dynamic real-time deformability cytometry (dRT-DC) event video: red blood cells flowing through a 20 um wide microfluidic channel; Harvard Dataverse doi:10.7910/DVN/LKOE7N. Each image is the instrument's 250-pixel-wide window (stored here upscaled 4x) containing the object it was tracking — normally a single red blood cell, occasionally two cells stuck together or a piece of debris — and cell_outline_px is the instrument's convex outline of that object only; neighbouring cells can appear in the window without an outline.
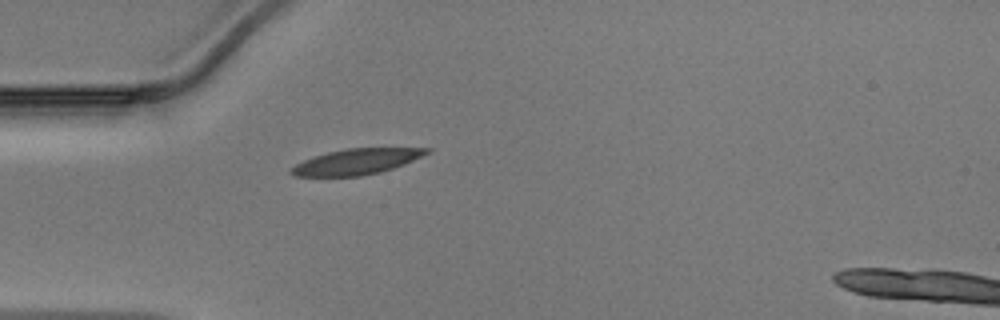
{"species": "Egyptian fruit bat (a non-hibernating species)", "species_latin": "Rousettus aegyptiacus", "temperature_condition": "warm", "stored_images_in_passage": 36, "camera_frame_rate_fps": 3000, "um_per_image_px": 0.085, "animal": {"sex": "male"}, "frame": {"image": 1, "passage_image": 1, "time_ms": 0.0, "image_size_px": [1000, 320], "cell_outline_px": [[432, 152], [404, 164], [380, 172], [360, 176], [296, 176], [288, 172], [288, 168], [312, 156], [328, 152], [348, 148], [432, 148]], "centroid_in_image_um": [30.29, 13.73], "position_along_channel_um": 54.7, "area_um2": 20.29}}
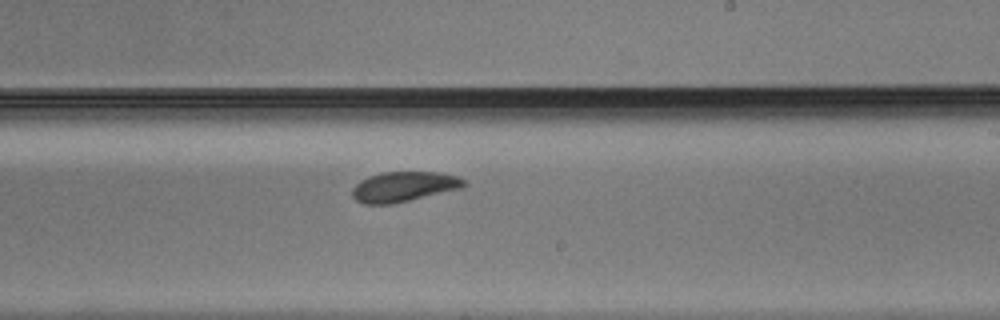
{"frame": {"image": 2, "passage_image": 16, "time_ms": 5.0, "image_size_px": [1000, 320], "cell_outline_px": [[468, 184], [460, 188], [392, 204], [364, 204], [356, 200], [352, 196], [352, 188], [360, 180], [368, 176], [380, 172], [440, 172], [456, 176], [464, 180]], "centroid_in_image_um": [34.28, 15.86], "position_along_channel_um": 254.7, "area_um2": 19.48}}
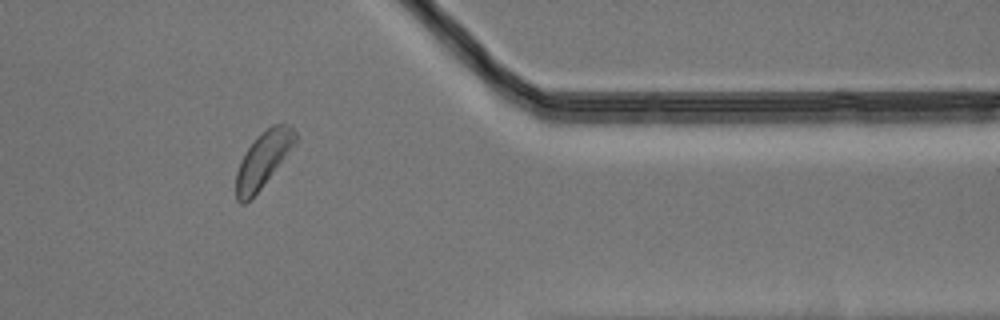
{"frame": {"image": 3, "passage_image": 27, "time_ms": 8.667, "image_size_px": [1000, 320], "cell_outline_px": [[296, 144], [260, 188], [244, 204], [240, 204], [236, 200], [236, 172], [240, 160], [244, 152], [272, 124], [288, 124], [296, 132]], "centroid_in_image_um": [22.36, 13.57], "position_along_channel_um": 389.0, "area_um2": 18.61}}